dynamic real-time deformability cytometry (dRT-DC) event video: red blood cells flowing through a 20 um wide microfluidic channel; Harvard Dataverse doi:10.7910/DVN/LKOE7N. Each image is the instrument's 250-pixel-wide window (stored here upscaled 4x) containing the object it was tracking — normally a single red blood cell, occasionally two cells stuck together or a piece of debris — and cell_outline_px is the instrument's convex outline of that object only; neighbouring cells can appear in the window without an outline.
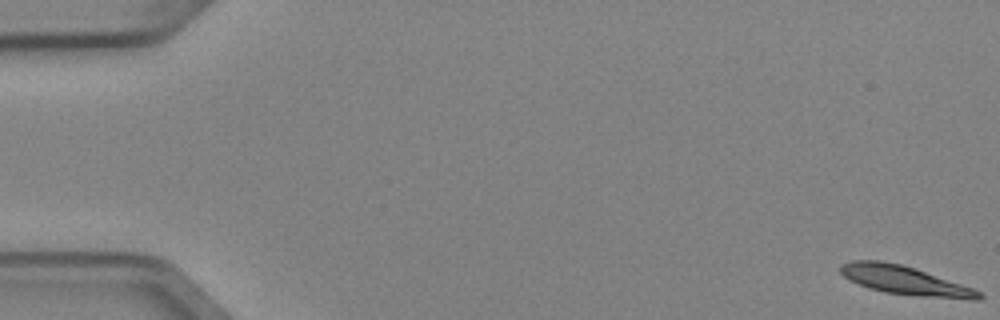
{"species": "Egyptian fruit bat (a non-hibernating species)", "species_latin": "Rousettus aegyptiacus", "temperature_condition": "cold", "stored_images_in_passage": 5, "camera_frame_rate_fps": 3000, "um_per_image_px": 0.085, "animal": {"sex": "female"}, "frame": {"image": 1, "passage_image": 1, "time_ms": 0.0, "image_size_px": [1000, 320], "cell_outline_px": [[984, 296], [980, 300], [972, 300], [920, 296], [884, 292], [868, 288], [848, 280], [840, 272], [840, 264], [852, 260], [880, 260], [900, 264], [972, 288], [980, 292]], "centroid_in_image_um": [76.86, 23.84], "position_along_channel_um": 8.1, "area_um2": 22.89}}
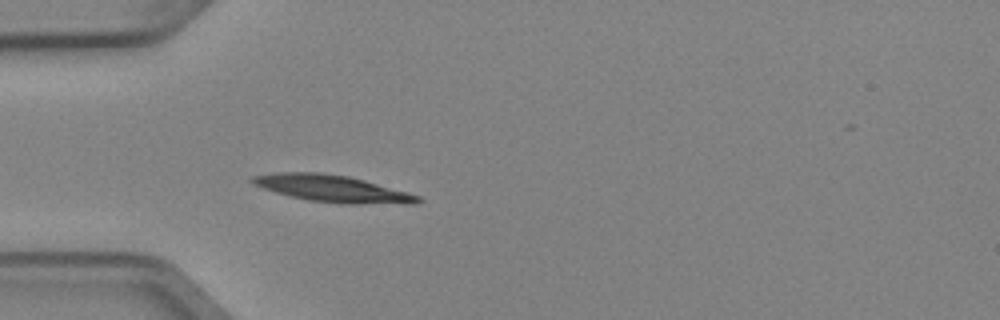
{"frame": {"image": 2, "passage_image": 5, "time_ms": 1.333, "image_size_px": [1000, 320], "cell_outline_px": [[424, 200], [412, 204], [340, 204], [308, 200], [276, 192], [252, 184], [248, 180], [252, 176], [276, 172], [320, 172], [348, 176], [364, 180], [408, 192], [420, 196]], "centroid_in_image_um": [28.27, 16.03], "position_along_channel_um": 56.7, "area_um2": 26.07}}